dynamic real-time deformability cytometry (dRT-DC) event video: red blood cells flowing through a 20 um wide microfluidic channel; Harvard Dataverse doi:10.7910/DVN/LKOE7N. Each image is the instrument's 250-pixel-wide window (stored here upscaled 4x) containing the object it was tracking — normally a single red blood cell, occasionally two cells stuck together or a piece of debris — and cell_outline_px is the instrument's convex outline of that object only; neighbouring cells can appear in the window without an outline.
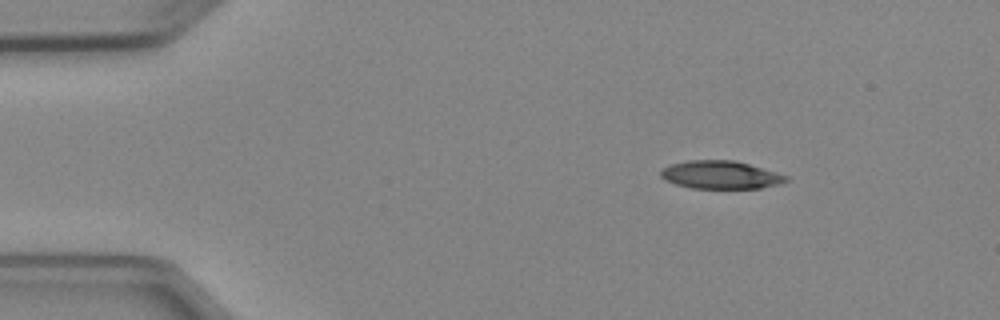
{"species": "Egyptian fruit bat (a non-hibernating species)", "species_latin": "Rousettus aegyptiacus", "temperature_condition": "cold", "stored_images_in_passage": 2, "camera_frame_rate_fps": 3000, "um_per_image_px": 0.085, "animal": {"sex": "female"}, "frame": {"image": 1, "passage_image": 1, "time_ms": 0.0, "image_size_px": [1000, 320], "cell_outline_px": [[788, 180], [780, 184], [760, 188], [692, 188], [676, 184], [664, 180], [660, 176], [660, 172], [664, 168], [672, 164], [688, 160], [732, 160], [748, 164], [776, 172], [788, 176]], "centroid_in_image_um": [61.24, 14.86], "position_along_channel_um": 23.8, "area_um2": 20.29}}